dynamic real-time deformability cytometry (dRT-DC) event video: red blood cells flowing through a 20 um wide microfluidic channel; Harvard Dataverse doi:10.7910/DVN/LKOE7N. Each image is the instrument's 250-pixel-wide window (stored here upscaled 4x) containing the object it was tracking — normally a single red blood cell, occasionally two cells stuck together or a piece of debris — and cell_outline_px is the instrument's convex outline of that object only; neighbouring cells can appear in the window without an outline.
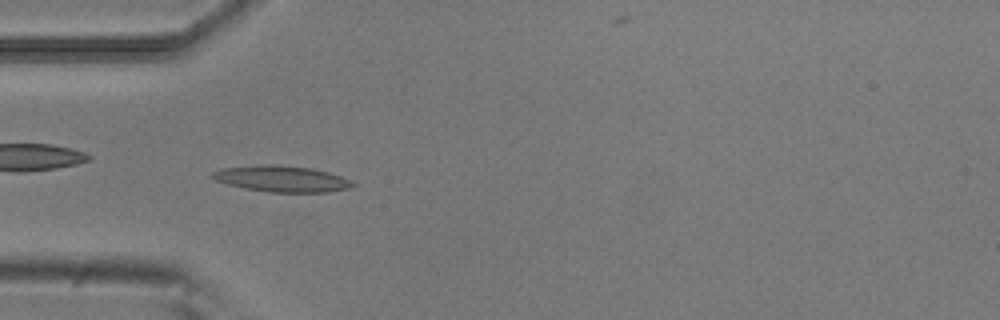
{"species": "common noctule bat (a hibernating species)", "species_latin": "Nyctalus noctula", "temperature_condition": "room temperature", "stored_images_in_passage": 50, "camera_frame_rate_fps": 3000, "um_per_image_px": 0.085, "animal": {"sex": "male", "body_mass_g": 20.5, "forearm_length_mm": 52.5}, "frame": {"image": 1, "passage_image": 12, "time_ms": 3.667, "image_size_px": [1000, 320], "cell_outline_px": [[356, 184], [352, 188], [328, 192], [272, 192], [248, 188], [228, 184], [216, 180], [212, 176], [212, 172], [220, 168], [260, 164], [272, 164], [312, 168], [328, 172], [352, 180]], "centroid_in_image_um": [23.99, 15.19], "position_along_channel_um": 61.0, "area_um2": 21.33}}
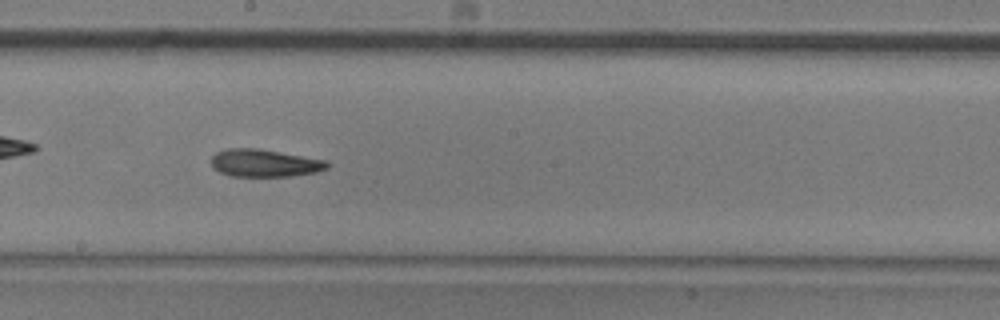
{"frame": {"image": 2, "passage_image": 25, "time_ms": 8.0, "image_size_px": [1000, 320], "cell_outline_px": [[332, 164], [328, 168], [316, 172], [292, 176], [232, 176], [220, 172], [212, 168], [212, 156], [216, 152], [228, 148], [256, 148], [328, 160]], "centroid_in_image_um": [22.52, 13.86], "position_along_channel_um": 225.7, "area_um2": 18.73}}
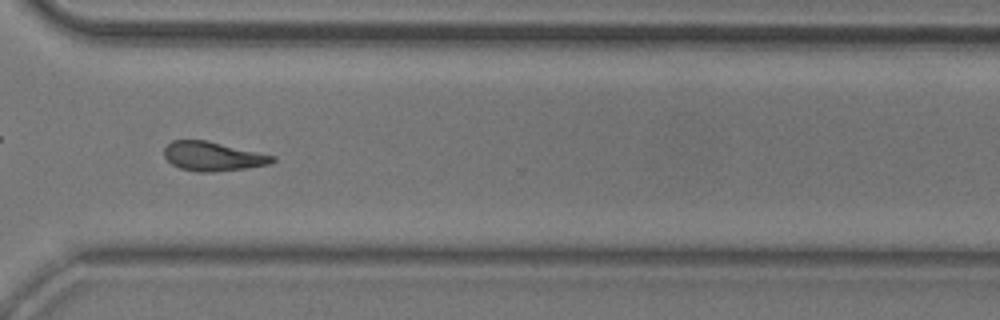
{"frame": {"image": 3, "passage_image": 35, "time_ms": 11.333, "image_size_px": [1000, 320], "cell_outline_px": [[276, 160], [272, 164], [248, 168], [212, 172], [196, 172], [180, 168], [172, 164], [164, 156], [164, 148], [172, 140], [204, 140], [276, 156]], "centroid_in_image_um": [18.11, 13.3], "position_along_channel_um": 352.5, "area_um2": 18.38}, "authors_computed_cell_mechanics": {"area_um2": 18.6694, "velocity_mm_per_s": 3.8178, "shape_relaxation_time_tau1_ms": 8.8831, "shape_relaxation_time_tau2_ms": null, "deformation_change_tau1": 0.2127, "deformation_change_tau2": null}}